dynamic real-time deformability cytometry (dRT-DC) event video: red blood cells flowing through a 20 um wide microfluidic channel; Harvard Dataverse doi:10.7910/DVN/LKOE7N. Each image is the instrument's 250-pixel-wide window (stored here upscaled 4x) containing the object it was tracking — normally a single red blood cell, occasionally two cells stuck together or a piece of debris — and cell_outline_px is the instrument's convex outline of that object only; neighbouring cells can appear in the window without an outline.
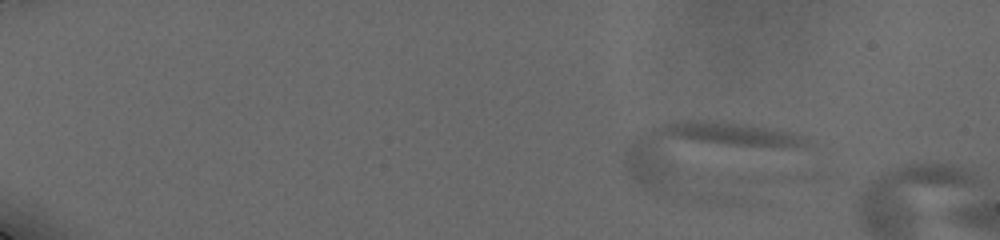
{"species": "human", "species_latin": "Homo sapiens", "temperature_condition": "cold", "stored_images_in_passage": 6, "camera_frame_rate_fps": 3000, "um_per_image_px": 0.085, "donor": {"sex": "male"}, "frame": {"image": 1, "passage_image": 2, "time_ms": 0.667, "image_size_px": [1000, 240], "cell_outline_px": [[816, 152], [668, 192], [652, 192], [636, 184], [624, 164], [624, 160], [628, 148], [632, 140], [648, 128], [664, 124], [688, 120], [716, 120], [752, 124], [792, 132], [808, 136], [816, 144]], "centroid_in_image_um": [60.12, 12.93], "position_along_channel_um": 24.9, "area_um2": 66.53}}